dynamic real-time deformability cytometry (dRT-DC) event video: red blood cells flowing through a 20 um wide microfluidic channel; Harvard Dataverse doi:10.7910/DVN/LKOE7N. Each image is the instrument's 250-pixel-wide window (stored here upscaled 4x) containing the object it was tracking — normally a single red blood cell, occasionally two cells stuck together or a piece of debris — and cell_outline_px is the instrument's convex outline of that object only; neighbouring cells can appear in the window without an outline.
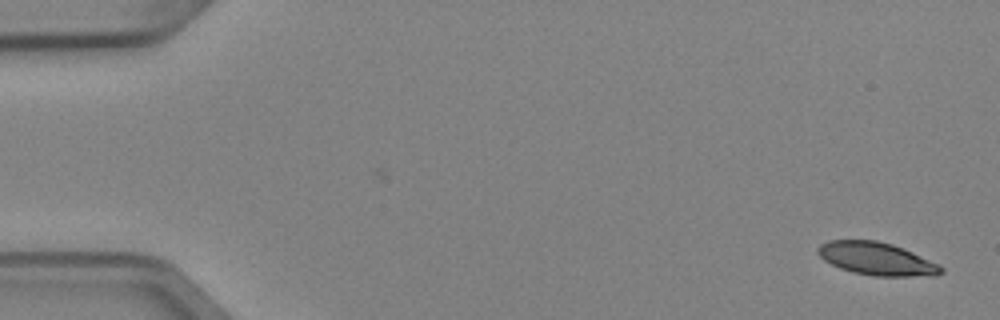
{"species": "Egyptian fruit bat (a non-hibernating species)", "species_latin": "Rousettus aegyptiacus", "temperature_condition": "cold", "stored_images_in_passage": 5, "camera_frame_rate_fps": 3000, "um_per_image_px": 0.085, "animal": {"sex": "female"}, "frame": {"image": 1, "passage_image": 1, "time_ms": 0.0, "image_size_px": [1000, 320], "cell_outline_px": [[944, 272], [936, 276], [872, 276], [852, 272], [840, 268], [824, 260], [816, 252], [816, 248], [820, 244], [828, 240], [876, 240], [892, 244], [904, 248], [940, 264], [944, 268]], "centroid_in_image_um": [74.54, 22.0], "position_along_channel_um": 10.5, "area_um2": 23.87}}
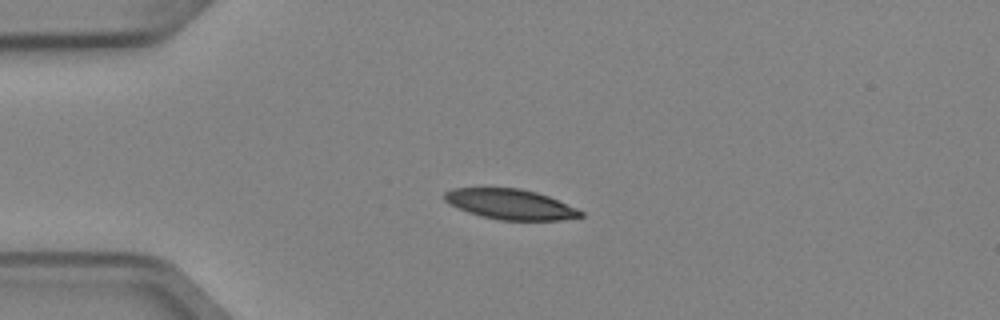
{"frame": {"image": 2, "passage_image": 4, "time_ms": 1.0, "image_size_px": [1000, 320], "cell_outline_px": [[584, 216], [560, 220], [500, 220], [480, 216], [468, 212], [448, 204], [444, 200], [444, 192], [452, 188], [520, 188], [536, 192], [548, 196], [576, 208], [584, 212]], "centroid_in_image_um": [43.35, 17.36], "position_along_channel_um": 41.6, "area_um2": 23.99}}